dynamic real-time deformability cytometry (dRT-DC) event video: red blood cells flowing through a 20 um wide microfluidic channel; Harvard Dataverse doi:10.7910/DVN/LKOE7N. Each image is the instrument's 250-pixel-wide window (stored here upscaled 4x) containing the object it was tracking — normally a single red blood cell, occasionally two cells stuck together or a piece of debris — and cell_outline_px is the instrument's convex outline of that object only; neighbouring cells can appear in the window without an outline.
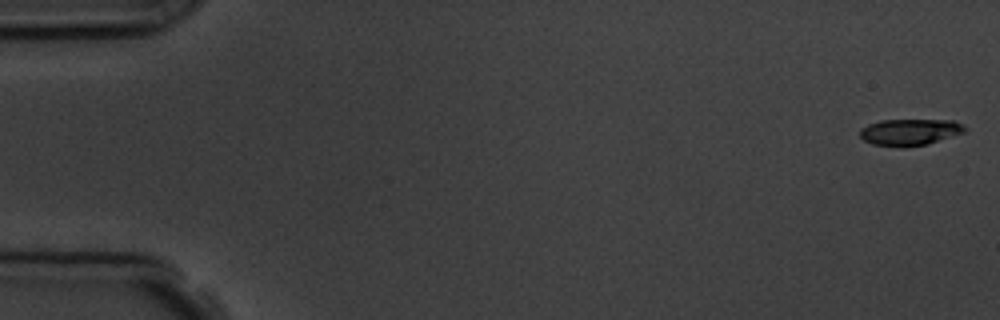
{"species": "common noctule bat (a hibernating species)", "species_latin": "Nyctalus noctula", "temperature_condition": "room temperature", "stored_images_in_passage": 6, "camera_frame_rate_fps": 3000, "um_per_image_px": 0.085, "animal": {"sex": "male", "body_mass_g": 19.5, "forearm_length_mm": 54.6}, "frame": {"image": 1, "passage_image": 1, "time_ms": 0.0, "image_size_px": [1000, 320], "cell_outline_px": [[968, 128], [964, 132], [928, 144], [900, 148], [872, 144], [864, 140], [860, 136], [860, 128], [868, 124], [880, 120], [952, 120]], "centroid_in_image_um": [77.3, 11.23], "position_along_channel_um": 7.7, "area_um2": 16.3}}